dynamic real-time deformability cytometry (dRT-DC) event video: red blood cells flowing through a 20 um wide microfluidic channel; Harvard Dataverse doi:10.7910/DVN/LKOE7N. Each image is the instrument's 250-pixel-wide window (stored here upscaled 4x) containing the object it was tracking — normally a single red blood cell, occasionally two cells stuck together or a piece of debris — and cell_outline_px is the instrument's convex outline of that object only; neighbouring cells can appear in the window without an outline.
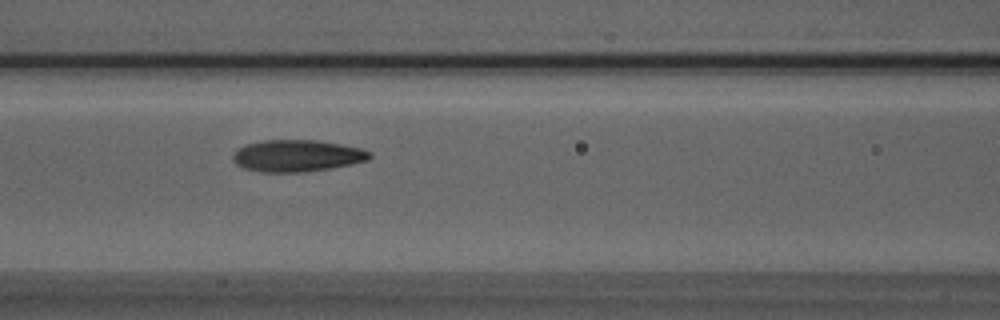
{"species": "Egyptian fruit bat (a non-hibernating species)", "species_latin": "Rousettus aegyptiacus", "temperature_condition": "room temperature", "stored_images_in_passage": 37, "camera_frame_rate_fps": 3000, "um_per_image_px": 0.085, "animal": {"sex": "male"}, "frame": {"image": 1, "passage_image": 10, "time_ms": 3.0, "image_size_px": [1000, 320], "cell_outline_px": [[372, 156], [368, 160], [352, 164], [304, 172], [260, 172], [244, 168], [236, 164], [232, 160], [232, 156], [244, 144], [264, 140], [316, 140], [340, 144], [360, 148], [368, 152]], "centroid_in_image_um": [25.22, 13.24], "position_along_channel_um": 141.4, "area_um2": 25.2}}
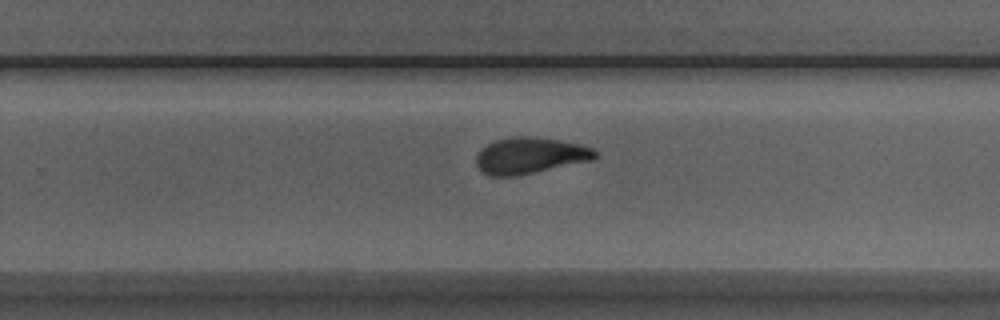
{"frame": {"image": 2, "passage_image": 21, "time_ms": 6.667, "image_size_px": [1000, 320], "cell_outline_px": [[596, 156], [592, 160], [516, 176], [488, 176], [480, 172], [476, 164], [476, 156], [488, 144], [496, 140], [512, 136], [532, 136], [560, 140], [580, 144], [592, 148], [596, 152]], "centroid_in_image_um": [45.02, 13.23], "position_along_channel_um": 284.8, "area_um2": 25.09}}
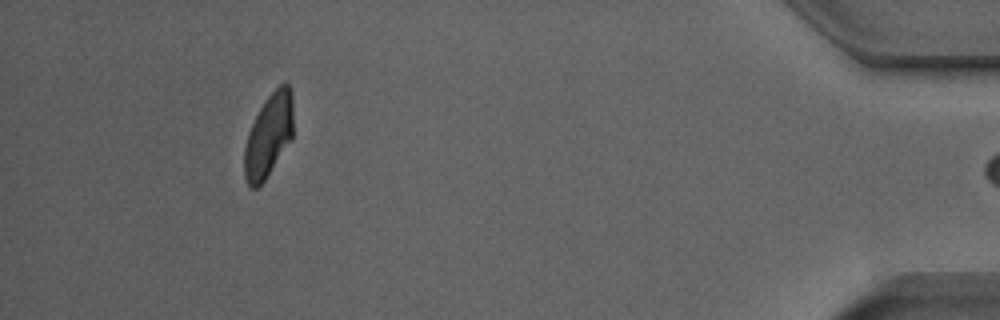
{"frame": {"image": 3, "passage_image": 36, "time_ms": 11.667, "image_size_px": [1000, 320], "cell_outline_px": [[292, 140], [264, 180], [256, 188], [252, 188], [248, 184], [244, 176], [244, 148], [248, 132], [260, 108], [268, 96], [284, 80], [288, 80], [292, 92]], "centroid_in_image_um": [22.84, 11.48], "position_along_channel_um": 412.4, "area_um2": 23.7}, "authors_computed_cell_mechanics": {"area_um2": 25.0852, "velocity_mm_per_s": 3.9216, "shape_relaxation_time_tau1_ms": 5.1347, "shape_relaxation_time_tau2_ms": 1.7241, "deformation_change_tau1": 0.177, "deformation_change_tau2": 0.0859}}